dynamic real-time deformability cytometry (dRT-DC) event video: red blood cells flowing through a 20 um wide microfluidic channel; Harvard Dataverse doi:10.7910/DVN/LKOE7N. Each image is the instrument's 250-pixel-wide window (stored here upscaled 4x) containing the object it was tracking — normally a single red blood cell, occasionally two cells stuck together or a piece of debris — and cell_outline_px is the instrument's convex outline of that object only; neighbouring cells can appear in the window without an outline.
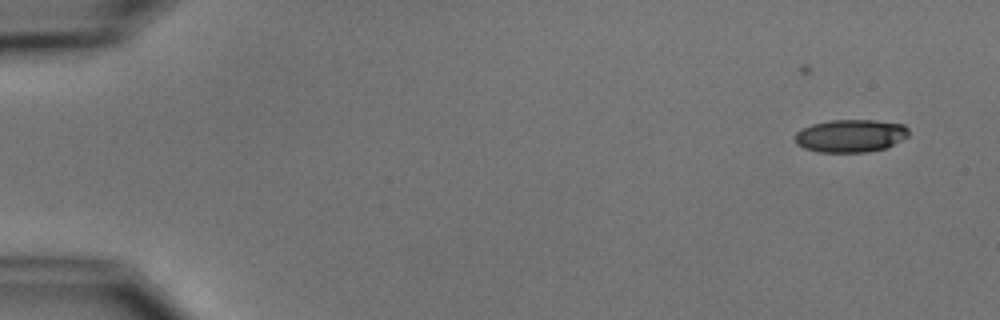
{"species": "common noctule bat (a hibernating species)", "species_latin": "Nyctalus noctula", "temperature_condition": "cold", "stored_images_in_passage": 6, "camera_frame_rate_fps": 3000, "um_per_image_px": 0.085, "animal": {"sex": "male", "body_mass_g": 15.6}, "frame": {"image": 1, "passage_image": 2, "time_ms": 1.333, "image_size_px": [1000, 320], "cell_outline_px": [[908, 136], [884, 148], [868, 152], [820, 152], [804, 148], [796, 144], [796, 132], [812, 124], [832, 120], [876, 120], [904, 124], [908, 128]], "centroid_in_image_um": [72.3, 11.54], "position_along_channel_um": 12.7, "area_um2": 21.56}}